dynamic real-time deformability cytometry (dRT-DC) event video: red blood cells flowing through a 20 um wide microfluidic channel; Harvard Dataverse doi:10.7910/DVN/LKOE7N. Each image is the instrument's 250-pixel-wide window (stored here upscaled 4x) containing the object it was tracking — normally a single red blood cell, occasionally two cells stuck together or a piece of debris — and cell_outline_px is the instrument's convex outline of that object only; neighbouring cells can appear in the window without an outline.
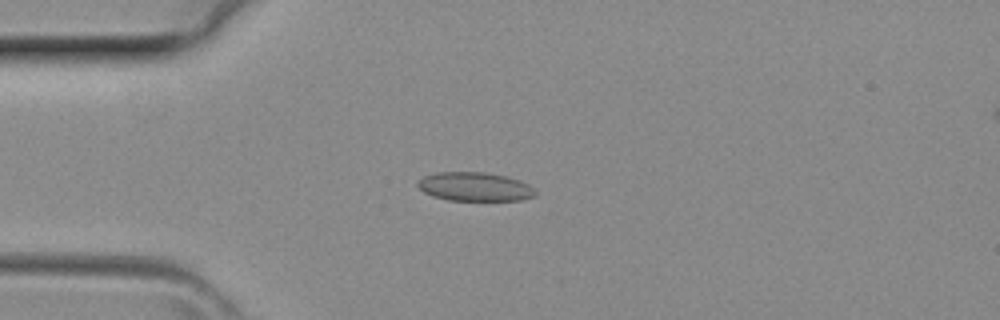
{"species": "common noctule bat (a hibernating species)", "species_latin": "Nyctalus noctula", "temperature_condition": "room temperature", "stored_images_in_passage": 4, "camera_frame_rate_fps": 3000, "um_per_image_px": 0.085, "animal": {"sex": "female", "body_mass_g": 29.2, "forearm_length_mm": 56.3}, "frame": {"image": 1, "passage_image": 3, "time_ms": 0.667, "image_size_px": [1000, 320], "cell_outline_px": [[536, 196], [520, 200], [448, 200], [432, 196], [424, 192], [416, 184], [424, 176], [436, 172], [484, 172], [508, 176], [520, 180], [528, 184], [536, 192]], "centroid_in_image_um": [40.37, 15.86], "position_along_channel_um": 44.6, "area_um2": 19.77}}